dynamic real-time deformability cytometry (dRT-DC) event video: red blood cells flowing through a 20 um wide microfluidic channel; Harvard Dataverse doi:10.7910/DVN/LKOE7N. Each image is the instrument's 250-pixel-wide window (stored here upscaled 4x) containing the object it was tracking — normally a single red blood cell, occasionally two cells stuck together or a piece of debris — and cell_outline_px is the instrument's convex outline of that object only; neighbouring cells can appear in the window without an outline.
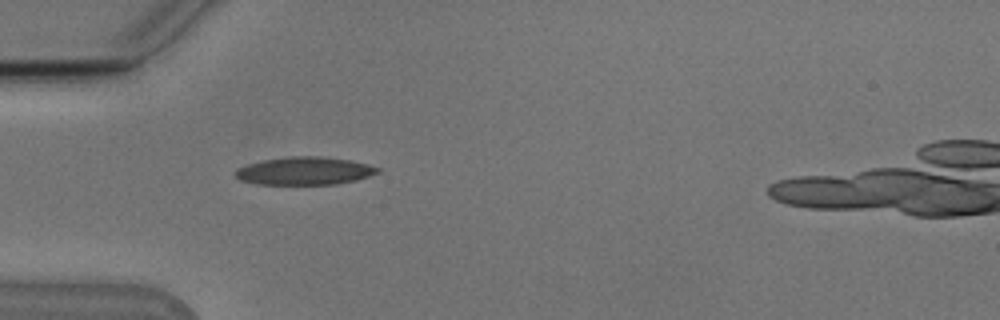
{"species": "Egyptian fruit bat (a non-hibernating species)", "species_latin": "Rousettus aegyptiacus", "temperature_condition": "cold", "stored_images_in_passage": 40, "camera_frame_rate_fps": 3000, "um_per_image_px": 0.085, "animal": {"sex": "male"}, "frame": {"image": 1, "passage_image": 3, "time_ms": 0.667, "image_size_px": [1000, 320], "cell_outline_px": [[380, 172], [356, 180], [336, 184], [256, 184], [240, 180], [236, 176], [236, 172], [240, 168], [248, 164], [264, 160], [292, 156], [320, 156], [348, 160], [368, 164], [380, 168]], "centroid_in_image_um": [25.92, 14.53], "position_along_channel_um": 59.1, "area_um2": 22.83}}
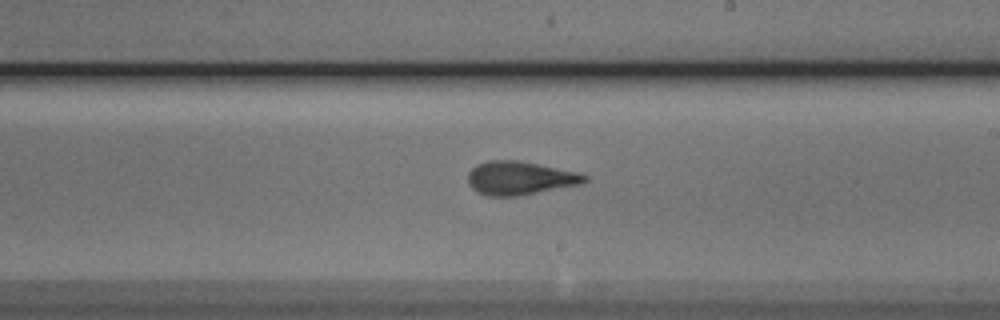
{"frame": {"image": 2, "passage_image": 18, "time_ms": 5.667, "image_size_px": [1000, 320], "cell_outline_px": [[588, 180], [580, 184], [520, 196], [488, 196], [476, 192], [468, 184], [468, 172], [476, 164], [488, 160], [520, 160], [576, 172], [588, 176]], "centroid_in_image_um": [44.15, 15.14], "position_along_channel_um": 244.9, "area_um2": 22.89}}
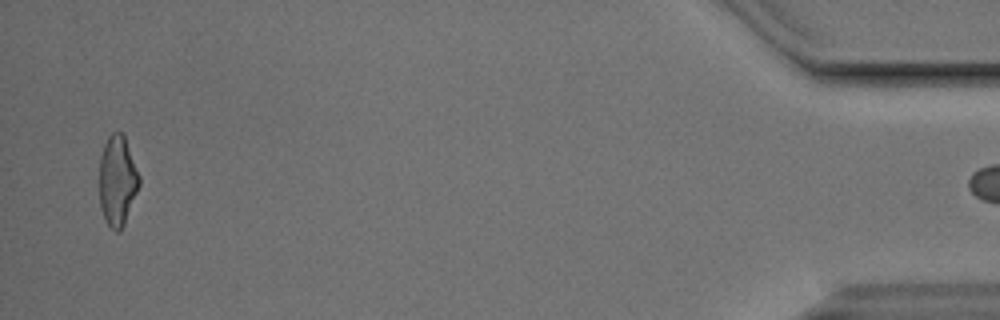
{"frame": {"image": 3, "passage_image": 39, "time_ms": 12.667, "image_size_px": [1000, 320], "cell_outline_px": [[140, 184], [124, 224], [120, 232], [116, 232], [104, 220], [100, 208], [100, 156], [104, 144], [108, 136], [112, 132], [124, 132], [140, 176]], "centroid_in_image_um": [9.99, 15.33], "position_along_channel_um": 425.2, "area_um2": 21.15}}